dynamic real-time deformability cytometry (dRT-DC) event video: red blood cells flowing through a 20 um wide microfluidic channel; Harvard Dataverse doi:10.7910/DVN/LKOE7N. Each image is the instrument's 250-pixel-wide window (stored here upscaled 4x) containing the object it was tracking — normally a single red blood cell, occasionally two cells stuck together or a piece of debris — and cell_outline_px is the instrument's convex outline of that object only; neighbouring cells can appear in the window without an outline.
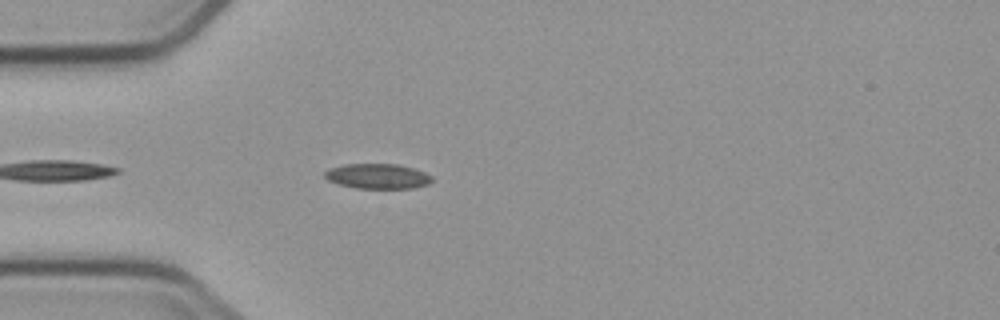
{"species": "common noctule bat (a hibernating species)", "species_latin": "Nyctalus noctula", "temperature_condition": "cold", "stored_images_in_passage": 4, "camera_frame_rate_fps": 3000, "um_per_image_px": 0.085, "animal": {"sex": "male", "body_mass_g": 23.1, "forearm_length_mm": 52.7}, "frame": {"image": 1, "passage_image": 4, "time_ms": 4.333, "image_size_px": [1000, 320], "cell_outline_px": [[432, 180], [428, 184], [416, 188], [356, 188], [340, 184], [328, 180], [324, 176], [324, 172], [332, 168], [344, 164], [396, 164], [412, 168], [424, 172], [432, 176]], "centroid_in_image_um": [32.11, 14.98], "position_along_channel_um": 52.9, "area_um2": 15.49}}